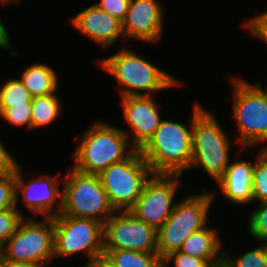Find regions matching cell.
<instances>
[{
  "mask_svg": "<svg viewBox=\"0 0 267 267\" xmlns=\"http://www.w3.org/2000/svg\"><path fill=\"white\" fill-rule=\"evenodd\" d=\"M203 109L195 104L190 130L184 124L161 120L153 136L139 150L153 174L181 175L190 169L193 119Z\"/></svg>",
  "mask_w": 267,
  "mask_h": 267,
  "instance_id": "obj_1",
  "label": "cell"
},
{
  "mask_svg": "<svg viewBox=\"0 0 267 267\" xmlns=\"http://www.w3.org/2000/svg\"><path fill=\"white\" fill-rule=\"evenodd\" d=\"M128 140L122 129L102 121L93 123L74 151L73 168L99 175L108 166L125 160L135 151Z\"/></svg>",
  "mask_w": 267,
  "mask_h": 267,
  "instance_id": "obj_2",
  "label": "cell"
},
{
  "mask_svg": "<svg viewBox=\"0 0 267 267\" xmlns=\"http://www.w3.org/2000/svg\"><path fill=\"white\" fill-rule=\"evenodd\" d=\"M99 66L109 72L125 88L122 97L151 95L152 92L168 89L180 82L146 61L131 50L122 49L111 57L102 59ZM146 91L147 93H140Z\"/></svg>",
  "mask_w": 267,
  "mask_h": 267,
  "instance_id": "obj_3",
  "label": "cell"
},
{
  "mask_svg": "<svg viewBox=\"0 0 267 267\" xmlns=\"http://www.w3.org/2000/svg\"><path fill=\"white\" fill-rule=\"evenodd\" d=\"M62 189V210L59 215L90 218L104 224L116 211L98 175L69 169Z\"/></svg>",
  "mask_w": 267,
  "mask_h": 267,
  "instance_id": "obj_4",
  "label": "cell"
},
{
  "mask_svg": "<svg viewBox=\"0 0 267 267\" xmlns=\"http://www.w3.org/2000/svg\"><path fill=\"white\" fill-rule=\"evenodd\" d=\"M200 193L176 203L169 218L157 229V254L162 260L179 251L192 233L206 227L207 213L214 194L207 193L204 189Z\"/></svg>",
  "mask_w": 267,
  "mask_h": 267,
  "instance_id": "obj_5",
  "label": "cell"
},
{
  "mask_svg": "<svg viewBox=\"0 0 267 267\" xmlns=\"http://www.w3.org/2000/svg\"><path fill=\"white\" fill-rule=\"evenodd\" d=\"M230 147L228 136L214 114L203 109L193 119L190 168L200 166L218 182L229 165Z\"/></svg>",
  "mask_w": 267,
  "mask_h": 267,
  "instance_id": "obj_6",
  "label": "cell"
},
{
  "mask_svg": "<svg viewBox=\"0 0 267 267\" xmlns=\"http://www.w3.org/2000/svg\"><path fill=\"white\" fill-rule=\"evenodd\" d=\"M153 173L139 150L125 160L111 164L98 176L114 210L129 211Z\"/></svg>",
  "mask_w": 267,
  "mask_h": 267,
  "instance_id": "obj_7",
  "label": "cell"
},
{
  "mask_svg": "<svg viewBox=\"0 0 267 267\" xmlns=\"http://www.w3.org/2000/svg\"><path fill=\"white\" fill-rule=\"evenodd\" d=\"M54 258V218L43 222L23 219L16 232L1 247L4 263H44Z\"/></svg>",
  "mask_w": 267,
  "mask_h": 267,
  "instance_id": "obj_8",
  "label": "cell"
},
{
  "mask_svg": "<svg viewBox=\"0 0 267 267\" xmlns=\"http://www.w3.org/2000/svg\"><path fill=\"white\" fill-rule=\"evenodd\" d=\"M233 116L238 124L241 148L267 141V93L260 82L249 84L244 79L232 80Z\"/></svg>",
  "mask_w": 267,
  "mask_h": 267,
  "instance_id": "obj_9",
  "label": "cell"
},
{
  "mask_svg": "<svg viewBox=\"0 0 267 267\" xmlns=\"http://www.w3.org/2000/svg\"><path fill=\"white\" fill-rule=\"evenodd\" d=\"M78 252L87 254L89 259L103 253V224L90 218L54 217V257Z\"/></svg>",
  "mask_w": 267,
  "mask_h": 267,
  "instance_id": "obj_10",
  "label": "cell"
},
{
  "mask_svg": "<svg viewBox=\"0 0 267 267\" xmlns=\"http://www.w3.org/2000/svg\"><path fill=\"white\" fill-rule=\"evenodd\" d=\"M117 213L103 224V251L157 253V229L136 218L130 211Z\"/></svg>",
  "mask_w": 267,
  "mask_h": 267,
  "instance_id": "obj_11",
  "label": "cell"
},
{
  "mask_svg": "<svg viewBox=\"0 0 267 267\" xmlns=\"http://www.w3.org/2000/svg\"><path fill=\"white\" fill-rule=\"evenodd\" d=\"M180 175L152 174L145 182L141 195L129 210L136 218L158 229L169 218Z\"/></svg>",
  "mask_w": 267,
  "mask_h": 267,
  "instance_id": "obj_12",
  "label": "cell"
},
{
  "mask_svg": "<svg viewBox=\"0 0 267 267\" xmlns=\"http://www.w3.org/2000/svg\"><path fill=\"white\" fill-rule=\"evenodd\" d=\"M124 119L130 126L131 134L123 131L135 150H140L153 136L160 125L158 105L151 95L122 97ZM130 135V136H129Z\"/></svg>",
  "mask_w": 267,
  "mask_h": 267,
  "instance_id": "obj_13",
  "label": "cell"
},
{
  "mask_svg": "<svg viewBox=\"0 0 267 267\" xmlns=\"http://www.w3.org/2000/svg\"><path fill=\"white\" fill-rule=\"evenodd\" d=\"M20 165L15 171V204H18V192H22L21 196L27 207L36 214H43L45 218H54L61 213L62 210V191L59 189V180L46 175L32 179L26 184L20 174ZM60 198V202L56 200ZM58 203L57 210H54V204ZM54 211H53V210ZM53 211V212H52Z\"/></svg>",
  "mask_w": 267,
  "mask_h": 267,
  "instance_id": "obj_14",
  "label": "cell"
},
{
  "mask_svg": "<svg viewBox=\"0 0 267 267\" xmlns=\"http://www.w3.org/2000/svg\"><path fill=\"white\" fill-rule=\"evenodd\" d=\"M162 11L157 0H130L122 21L124 37L156 42L162 32Z\"/></svg>",
  "mask_w": 267,
  "mask_h": 267,
  "instance_id": "obj_15",
  "label": "cell"
},
{
  "mask_svg": "<svg viewBox=\"0 0 267 267\" xmlns=\"http://www.w3.org/2000/svg\"><path fill=\"white\" fill-rule=\"evenodd\" d=\"M82 34L101 46H110L123 35L122 22L95 4L70 19Z\"/></svg>",
  "mask_w": 267,
  "mask_h": 267,
  "instance_id": "obj_16",
  "label": "cell"
},
{
  "mask_svg": "<svg viewBox=\"0 0 267 267\" xmlns=\"http://www.w3.org/2000/svg\"><path fill=\"white\" fill-rule=\"evenodd\" d=\"M255 163L235 161L230 163L222 178L217 182L222 194L236 204L253 201L252 178Z\"/></svg>",
  "mask_w": 267,
  "mask_h": 267,
  "instance_id": "obj_17",
  "label": "cell"
},
{
  "mask_svg": "<svg viewBox=\"0 0 267 267\" xmlns=\"http://www.w3.org/2000/svg\"><path fill=\"white\" fill-rule=\"evenodd\" d=\"M221 240L217 232L207 226L203 229L192 233L182 244L179 249L185 254L208 260L211 264L221 260L224 252L219 251Z\"/></svg>",
  "mask_w": 267,
  "mask_h": 267,
  "instance_id": "obj_18",
  "label": "cell"
},
{
  "mask_svg": "<svg viewBox=\"0 0 267 267\" xmlns=\"http://www.w3.org/2000/svg\"><path fill=\"white\" fill-rule=\"evenodd\" d=\"M56 75L50 66L38 63L28 66L22 72L20 80L33 97L47 96L55 93L58 89Z\"/></svg>",
  "mask_w": 267,
  "mask_h": 267,
  "instance_id": "obj_19",
  "label": "cell"
},
{
  "mask_svg": "<svg viewBox=\"0 0 267 267\" xmlns=\"http://www.w3.org/2000/svg\"><path fill=\"white\" fill-rule=\"evenodd\" d=\"M55 94L32 98L31 129L47 126L58 118L61 104Z\"/></svg>",
  "mask_w": 267,
  "mask_h": 267,
  "instance_id": "obj_20",
  "label": "cell"
},
{
  "mask_svg": "<svg viewBox=\"0 0 267 267\" xmlns=\"http://www.w3.org/2000/svg\"><path fill=\"white\" fill-rule=\"evenodd\" d=\"M117 267H163V260L157 253L131 250L103 251Z\"/></svg>",
  "mask_w": 267,
  "mask_h": 267,
  "instance_id": "obj_21",
  "label": "cell"
},
{
  "mask_svg": "<svg viewBox=\"0 0 267 267\" xmlns=\"http://www.w3.org/2000/svg\"><path fill=\"white\" fill-rule=\"evenodd\" d=\"M32 98L20 79H10L0 87V108L25 104V101H32Z\"/></svg>",
  "mask_w": 267,
  "mask_h": 267,
  "instance_id": "obj_22",
  "label": "cell"
},
{
  "mask_svg": "<svg viewBox=\"0 0 267 267\" xmlns=\"http://www.w3.org/2000/svg\"><path fill=\"white\" fill-rule=\"evenodd\" d=\"M252 178L253 200L267 203V152L263 149L256 157Z\"/></svg>",
  "mask_w": 267,
  "mask_h": 267,
  "instance_id": "obj_23",
  "label": "cell"
},
{
  "mask_svg": "<svg viewBox=\"0 0 267 267\" xmlns=\"http://www.w3.org/2000/svg\"><path fill=\"white\" fill-rule=\"evenodd\" d=\"M224 253V258L232 267H267V243L249 250L238 258H234Z\"/></svg>",
  "mask_w": 267,
  "mask_h": 267,
  "instance_id": "obj_24",
  "label": "cell"
},
{
  "mask_svg": "<svg viewBox=\"0 0 267 267\" xmlns=\"http://www.w3.org/2000/svg\"><path fill=\"white\" fill-rule=\"evenodd\" d=\"M0 115L14 126H24L31 129L32 101L13 105L11 108H0Z\"/></svg>",
  "mask_w": 267,
  "mask_h": 267,
  "instance_id": "obj_25",
  "label": "cell"
},
{
  "mask_svg": "<svg viewBox=\"0 0 267 267\" xmlns=\"http://www.w3.org/2000/svg\"><path fill=\"white\" fill-rule=\"evenodd\" d=\"M23 219L17 207L0 212V248L16 232Z\"/></svg>",
  "mask_w": 267,
  "mask_h": 267,
  "instance_id": "obj_26",
  "label": "cell"
},
{
  "mask_svg": "<svg viewBox=\"0 0 267 267\" xmlns=\"http://www.w3.org/2000/svg\"><path fill=\"white\" fill-rule=\"evenodd\" d=\"M249 218L248 231L255 239L267 243V203H259Z\"/></svg>",
  "mask_w": 267,
  "mask_h": 267,
  "instance_id": "obj_27",
  "label": "cell"
},
{
  "mask_svg": "<svg viewBox=\"0 0 267 267\" xmlns=\"http://www.w3.org/2000/svg\"><path fill=\"white\" fill-rule=\"evenodd\" d=\"M15 204V173L0 176V212L13 209Z\"/></svg>",
  "mask_w": 267,
  "mask_h": 267,
  "instance_id": "obj_28",
  "label": "cell"
},
{
  "mask_svg": "<svg viewBox=\"0 0 267 267\" xmlns=\"http://www.w3.org/2000/svg\"><path fill=\"white\" fill-rule=\"evenodd\" d=\"M174 261L175 267H210L212 264L202 258H197L180 251H176L163 259V267Z\"/></svg>",
  "mask_w": 267,
  "mask_h": 267,
  "instance_id": "obj_29",
  "label": "cell"
},
{
  "mask_svg": "<svg viewBox=\"0 0 267 267\" xmlns=\"http://www.w3.org/2000/svg\"><path fill=\"white\" fill-rule=\"evenodd\" d=\"M129 2L130 0H100L95 5L122 22L125 19Z\"/></svg>",
  "mask_w": 267,
  "mask_h": 267,
  "instance_id": "obj_30",
  "label": "cell"
},
{
  "mask_svg": "<svg viewBox=\"0 0 267 267\" xmlns=\"http://www.w3.org/2000/svg\"><path fill=\"white\" fill-rule=\"evenodd\" d=\"M254 36L263 39L267 43V12L252 18L246 24Z\"/></svg>",
  "mask_w": 267,
  "mask_h": 267,
  "instance_id": "obj_31",
  "label": "cell"
},
{
  "mask_svg": "<svg viewBox=\"0 0 267 267\" xmlns=\"http://www.w3.org/2000/svg\"><path fill=\"white\" fill-rule=\"evenodd\" d=\"M9 152L5 150V147L0 143V176L15 173L18 168V163H16Z\"/></svg>",
  "mask_w": 267,
  "mask_h": 267,
  "instance_id": "obj_32",
  "label": "cell"
},
{
  "mask_svg": "<svg viewBox=\"0 0 267 267\" xmlns=\"http://www.w3.org/2000/svg\"><path fill=\"white\" fill-rule=\"evenodd\" d=\"M96 267H117L114 261L105 253L96 256Z\"/></svg>",
  "mask_w": 267,
  "mask_h": 267,
  "instance_id": "obj_33",
  "label": "cell"
},
{
  "mask_svg": "<svg viewBox=\"0 0 267 267\" xmlns=\"http://www.w3.org/2000/svg\"><path fill=\"white\" fill-rule=\"evenodd\" d=\"M0 47L3 49L6 48L7 50L11 48L7 29L5 28L1 20H0Z\"/></svg>",
  "mask_w": 267,
  "mask_h": 267,
  "instance_id": "obj_34",
  "label": "cell"
},
{
  "mask_svg": "<svg viewBox=\"0 0 267 267\" xmlns=\"http://www.w3.org/2000/svg\"><path fill=\"white\" fill-rule=\"evenodd\" d=\"M9 267H44V263H31V262H19V263H6Z\"/></svg>",
  "mask_w": 267,
  "mask_h": 267,
  "instance_id": "obj_35",
  "label": "cell"
},
{
  "mask_svg": "<svg viewBox=\"0 0 267 267\" xmlns=\"http://www.w3.org/2000/svg\"><path fill=\"white\" fill-rule=\"evenodd\" d=\"M210 267H232L230 263L223 257L221 260L212 263Z\"/></svg>",
  "mask_w": 267,
  "mask_h": 267,
  "instance_id": "obj_36",
  "label": "cell"
},
{
  "mask_svg": "<svg viewBox=\"0 0 267 267\" xmlns=\"http://www.w3.org/2000/svg\"><path fill=\"white\" fill-rule=\"evenodd\" d=\"M84 267H96V257L91 258Z\"/></svg>",
  "mask_w": 267,
  "mask_h": 267,
  "instance_id": "obj_37",
  "label": "cell"
},
{
  "mask_svg": "<svg viewBox=\"0 0 267 267\" xmlns=\"http://www.w3.org/2000/svg\"><path fill=\"white\" fill-rule=\"evenodd\" d=\"M2 1V3L4 4H9V3H14V2H19V0H1Z\"/></svg>",
  "mask_w": 267,
  "mask_h": 267,
  "instance_id": "obj_38",
  "label": "cell"
},
{
  "mask_svg": "<svg viewBox=\"0 0 267 267\" xmlns=\"http://www.w3.org/2000/svg\"><path fill=\"white\" fill-rule=\"evenodd\" d=\"M0 267H9L6 263L0 261Z\"/></svg>",
  "mask_w": 267,
  "mask_h": 267,
  "instance_id": "obj_39",
  "label": "cell"
}]
</instances>
